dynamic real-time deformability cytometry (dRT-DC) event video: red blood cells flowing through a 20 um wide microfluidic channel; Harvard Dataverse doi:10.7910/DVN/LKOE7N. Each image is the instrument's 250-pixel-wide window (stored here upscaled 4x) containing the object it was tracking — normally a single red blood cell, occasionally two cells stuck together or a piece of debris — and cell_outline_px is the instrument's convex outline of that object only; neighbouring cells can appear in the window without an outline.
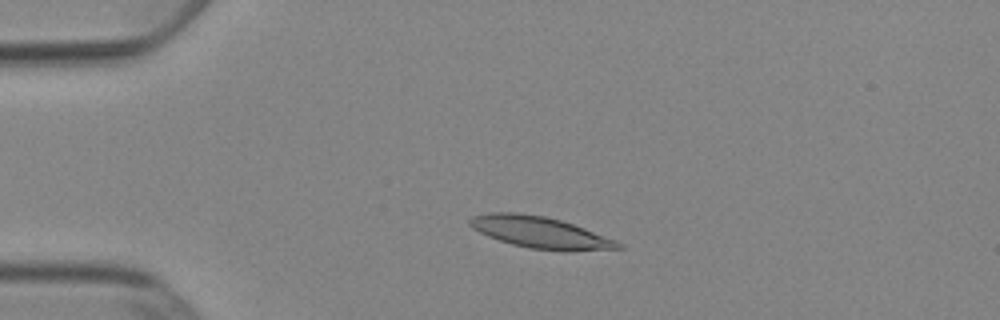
{"species": "Egyptian fruit bat (a non-hibernating species)", "species_latin": "Rousettus aegyptiacus", "temperature_condition": "cold", "stored_images_in_passage": 51, "camera_frame_rate_fps": 3000, "um_per_image_px": 0.085, "animal": {"sex": "female"}, "frame": {"image": 1, "passage_image": 11, "time_ms": 3.333, "image_size_px": [1000, 320], "cell_outline_px": [[624, 248], [572, 252], [564, 252], [528, 248], [512, 244], [488, 236], [472, 228], [468, 224], [468, 220], [472, 216], [488, 212], [520, 212], [544, 216], [560, 220], [584, 228], [616, 240], [624, 244]], "centroid_in_image_um": [45.94, 19.77], "position_along_channel_um": 39.1, "area_um2": 27.63}}
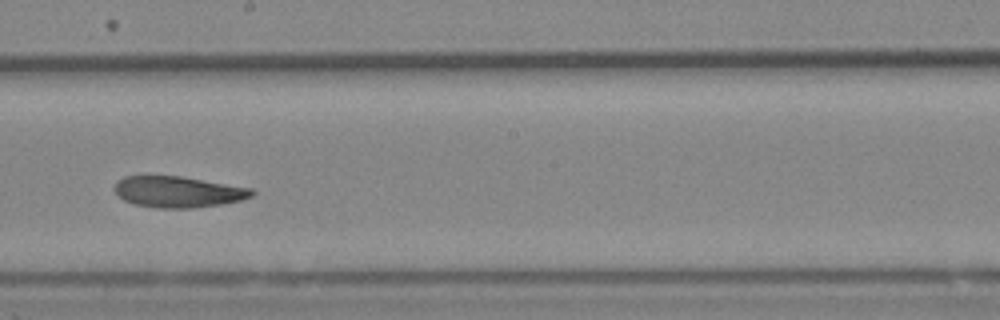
{"frame": {"image": 2, "passage_image": 29, "time_ms": 9.333, "image_size_px": [1000, 320], "cell_outline_px": [[256, 192], [252, 196], [240, 200], [220, 204], [192, 208], [156, 208], [136, 204], [124, 200], [116, 192], [116, 180], [124, 176], [180, 176], [252, 188]], "centroid_in_image_um": [15.15, 16.3], "position_along_channel_um": 233.1, "area_um2": 24.68}}
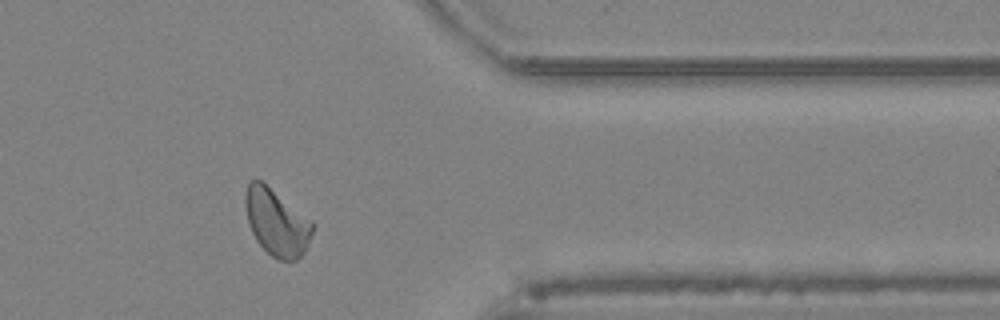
{"frame": {"image": 3, "passage_image": 42, "time_ms": 13.667, "image_size_px": [1000, 320], "cell_outline_px": [[316, 224], [308, 244], [304, 252], [296, 260], [276, 260], [256, 240], [248, 224], [244, 204], [244, 196], [248, 184], [252, 180], [260, 180], [312, 220]], "centroid_in_image_um": [23.52, 18.91], "position_along_channel_um": 387.9, "area_um2": 26.07}, "authors_computed_cell_mechanics": {"area_um2": 25.7788, "velocity_mm_per_s": 3.8515, "shape_relaxation_time_tau1_ms": null, "shape_relaxation_time_tau2_ms": 3.8808, "deformation_change_tau1": null, "deformation_change_tau2": 0.1051}}